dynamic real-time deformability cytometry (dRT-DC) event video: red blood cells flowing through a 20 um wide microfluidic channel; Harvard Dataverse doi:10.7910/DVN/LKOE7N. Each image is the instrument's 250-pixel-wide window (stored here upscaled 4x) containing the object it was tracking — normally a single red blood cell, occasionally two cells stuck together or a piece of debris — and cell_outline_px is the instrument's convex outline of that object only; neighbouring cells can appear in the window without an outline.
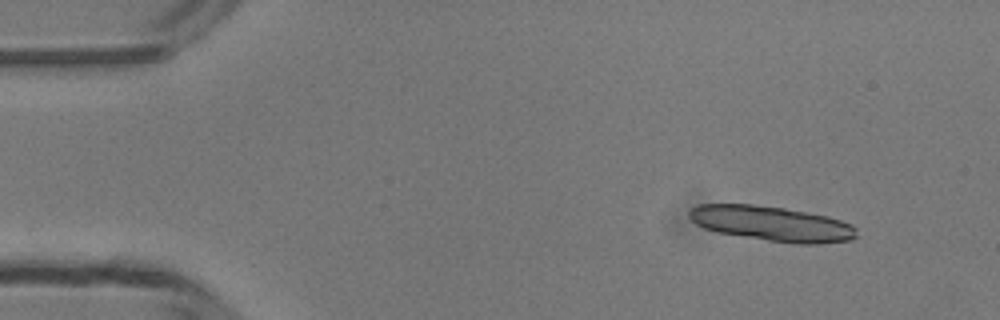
{"species": "common noctule bat (a hibernating species)", "species_latin": "Nyctalus noctula", "temperature_condition": "room temperature", "stored_images_in_passage": 35, "segment_of_instrument_passage": [1, 2], "camera_frame_rate_fps": 3000, "um_per_image_px": 0.085, "animal": {"sex": "male", "body_mass_g": 13.3}, "frame": {"image": 1, "passage_image": 4, "time_ms": 1.0, "image_size_px": [1000, 320], "cell_outline_px": [[856, 236], [852, 240], [816, 244], [792, 244], [716, 232], [704, 228], [696, 224], [688, 216], [688, 208], [700, 204], [752, 204], [784, 208], [808, 212], [828, 216], [852, 224], [856, 228]], "centroid_in_image_um": [65.59, 19.01], "position_along_channel_um": 19.4, "area_um2": 34.39}}